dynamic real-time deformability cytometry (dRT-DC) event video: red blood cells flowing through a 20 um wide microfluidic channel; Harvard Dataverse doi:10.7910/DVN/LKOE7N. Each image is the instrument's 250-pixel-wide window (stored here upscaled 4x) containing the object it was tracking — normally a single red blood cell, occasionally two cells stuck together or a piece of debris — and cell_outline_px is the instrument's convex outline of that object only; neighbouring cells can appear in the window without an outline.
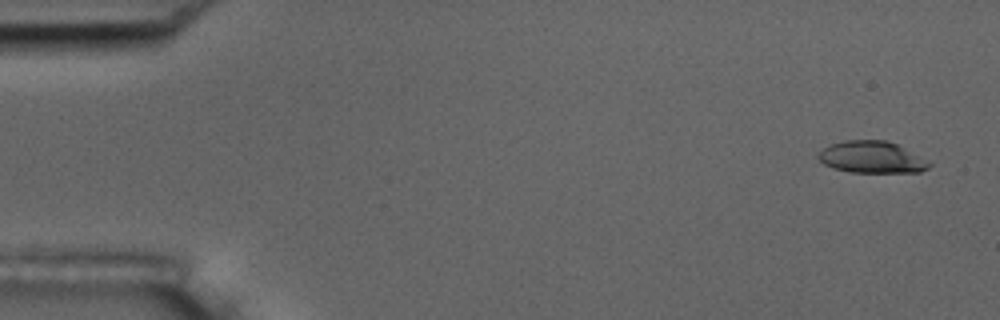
{"species": "common noctule bat (a hibernating species)", "species_latin": "Nyctalus noctula", "temperature_condition": "room temperature", "stored_images_in_passage": 4, "camera_frame_rate_fps": 3000, "um_per_image_px": 0.085, "animal": {"sex": "male", "body_mass_g": 17.5, "forearm_length_mm": 52.3}, "frame": {"image": 1, "passage_image": 1, "time_ms": 0.0, "image_size_px": [1000, 320], "cell_outline_px": [[932, 164], [928, 168], [920, 172], [852, 172], [832, 168], [824, 164], [816, 156], [824, 148], [832, 144], [844, 140], [884, 140], [896, 144], [928, 160]], "centroid_in_image_um": [74.1, 13.37], "position_along_channel_um": 10.9, "area_um2": 20.4}}